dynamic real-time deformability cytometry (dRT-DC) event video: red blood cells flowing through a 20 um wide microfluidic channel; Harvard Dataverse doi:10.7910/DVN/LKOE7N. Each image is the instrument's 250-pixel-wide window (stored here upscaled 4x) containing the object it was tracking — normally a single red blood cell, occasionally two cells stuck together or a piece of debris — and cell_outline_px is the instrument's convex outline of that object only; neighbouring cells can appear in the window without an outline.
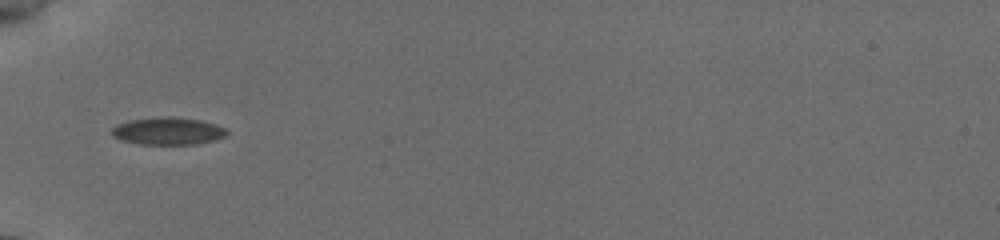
{"species": "common noctule bat (a hibernating species)", "species_latin": "Nyctalus noctula", "temperature_condition": "cold", "stored_images_in_passage": 44, "camera_frame_rate_fps": 3000, "um_per_image_px": 0.085, "animal": {"sex": "female", "body_mass_g": 19.5, "forearm_length_mm": 54.1}, "frame": {"image": 1, "passage_image": 1, "time_ms": 0.0, "image_size_px": [1000, 240], "cell_outline_px": [[228, 132], [224, 136], [212, 140], [196, 144], [140, 144], [124, 140], [112, 136], [112, 128], [120, 124], [132, 120], [160, 116], [172, 116], [200, 120], [216, 124], [224, 128]], "centroid_in_image_um": [14.29, 11.13], "position_along_channel_um": 70.7, "area_um2": 18.09}}
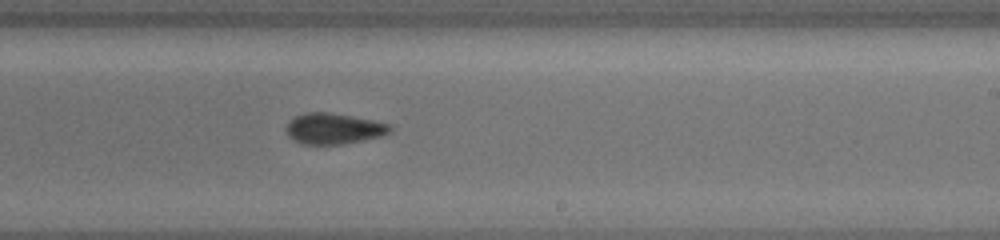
{"frame": {"image": 2, "passage_image": 21, "time_ms": 5.0, "image_size_px": [1000, 240], "cell_outline_px": [[392, 132], [384, 136], [344, 144], [300, 144], [292, 140], [288, 136], [284, 128], [296, 116], [304, 112], [328, 112], [372, 120], [392, 124]], "centroid_in_image_um": [28.38, 10.94], "position_along_channel_um": 260.6, "area_um2": 18.9}}
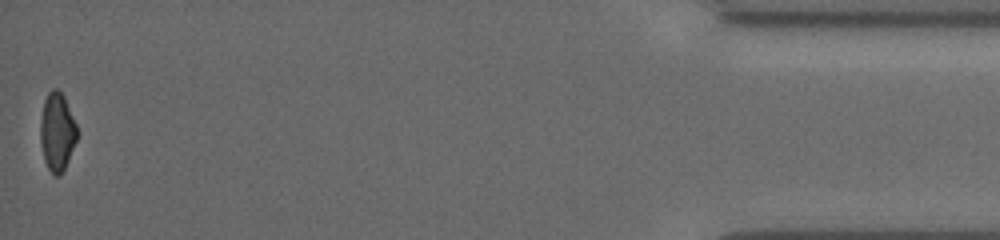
{"frame": {"image": 3, "passage_image": 44, "time_ms": 11.333, "image_size_px": [1000, 240], "cell_outline_px": [[76, 140], [68, 160], [60, 176], [56, 176], [48, 168], [44, 160], [40, 140], [40, 124], [44, 100], [48, 92], [52, 88], [56, 88], [64, 96], [76, 124]], "centroid_in_image_um": [4.83, 11.19], "position_along_channel_um": 430.4, "area_um2": 16.47}, "authors_computed_cell_mechanics": {"area_um2": 18.0047, "velocity_mm_per_s": 3.8658, "shape_relaxation_time_tau1_ms": 8.3543, "shape_relaxation_time_tau2_ms": null, "deformation_change_tau1": 0.1259, "deformation_change_tau2": null}}